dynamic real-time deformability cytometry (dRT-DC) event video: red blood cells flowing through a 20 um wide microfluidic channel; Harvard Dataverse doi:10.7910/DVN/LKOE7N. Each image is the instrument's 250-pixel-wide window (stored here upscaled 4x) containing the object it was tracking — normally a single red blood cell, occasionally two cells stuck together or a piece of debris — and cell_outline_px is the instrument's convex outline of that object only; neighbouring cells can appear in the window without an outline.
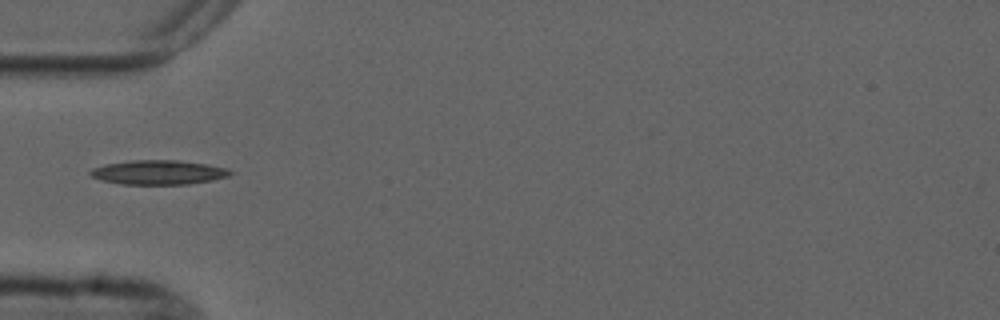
{"species": "common noctule bat (a hibernating species)", "species_latin": "Nyctalus noctula", "temperature_condition": "cold", "stored_images_in_passage": 3, "camera_frame_rate_fps": 3000, "um_per_image_px": 0.085, "animal": {"sex": "male", "forearm_length_mm": 52.5}, "frame": {"image": 1, "passage_image": 1, "time_ms": 0.0, "image_size_px": [1000, 320], "cell_outline_px": [[236, 172], [228, 176], [212, 180], [188, 184], [120, 184], [100, 180], [92, 176], [88, 172], [92, 168], [104, 164], [132, 160], [180, 160], [228, 168]], "centroid_in_image_um": [13.46, 14.64], "position_along_channel_um": 71.5, "area_um2": 19.94}}
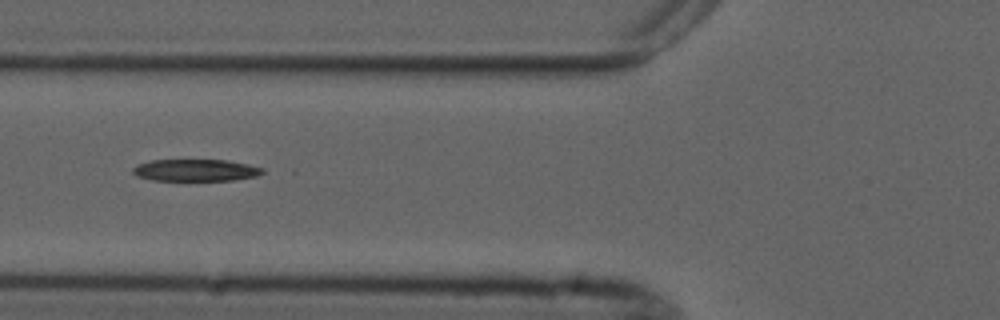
{"frame": {"image": 2, "passage_image": 2, "time_ms": 1.0, "image_size_px": [1000, 320], "cell_outline_px": [[264, 172], [256, 176], [232, 180], [152, 180], [136, 176], [132, 172], [132, 168], [136, 164], [152, 160], [228, 160], [248, 164], [264, 168]], "centroid_in_image_um": [16.61, 14.46], "position_along_channel_um": 109.2, "area_um2": 16.59}}
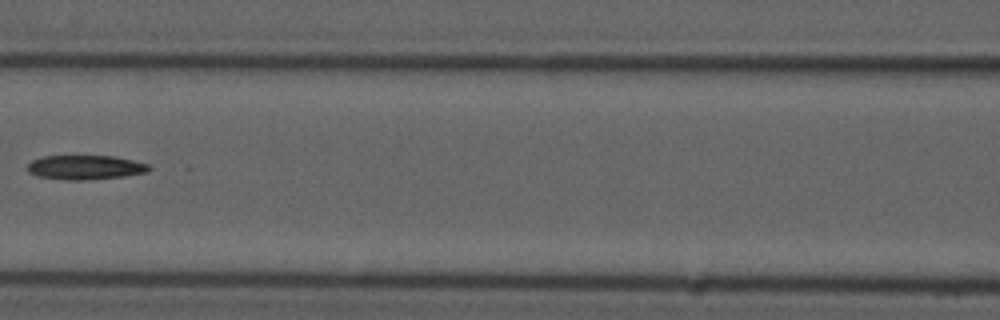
{"frame": {"image": 3, "passage_image": 3, "time_ms": 2.333, "image_size_px": [1000, 320], "cell_outline_px": [[152, 168], [148, 172], [124, 176], [88, 180], [64, 180], [36, 176], [28, 172], [28, 164], [32, 160], [44, 156], [112, 156], [132, 160], [148, 164]], "centroid_in_image_um": [7.24, 14.23], "position_along_channel_um": 159.4, "area_um2": 17.28}}